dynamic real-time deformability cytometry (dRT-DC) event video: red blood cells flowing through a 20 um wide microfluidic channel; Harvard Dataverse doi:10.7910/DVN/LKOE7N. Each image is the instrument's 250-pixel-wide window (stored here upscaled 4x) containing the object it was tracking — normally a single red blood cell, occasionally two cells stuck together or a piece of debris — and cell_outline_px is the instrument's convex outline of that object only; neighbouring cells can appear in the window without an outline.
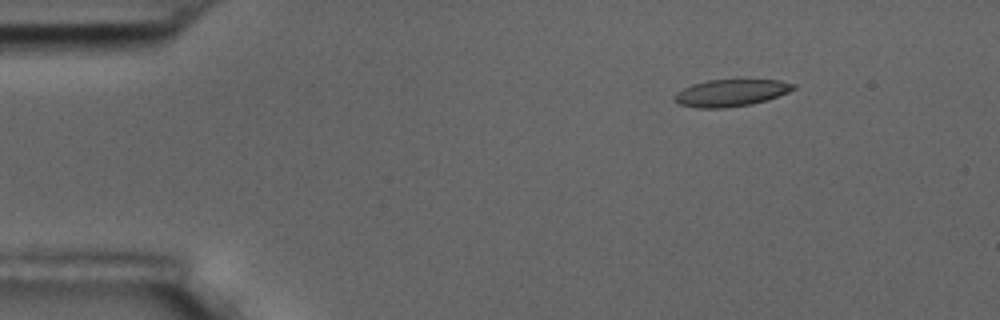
{"species": "common noctule bat (a hibernating species)", "species_latin": "Nyctalus noctula", "temperature_condition": "room temperature", "stored_images_in_passage": 49, "camera_frame_rate_fps": 3000, "um_per_image_px": 0.085, "animal": {"sex": "male", "body_mass_g": 17.5, "forearm_length_mm": 52.3}, "frame": {"image": 1, "passage_image": 1, "time_ms": 0.0, "image_size_px": [1000, 320], "cell_outline_px": [[796, 88], [788, 92], [768, 100], [752, 104], [724, 108], [696, 108], [680, 104], [672, 100], [672, 96], [676, 92], [692, 84], [708, 80], [780, 80], [796, 84]], "centroid_in_image_um": [62.11, 7.9], "position_along_channel_um": 22.9, "area_um2": 18.84}}
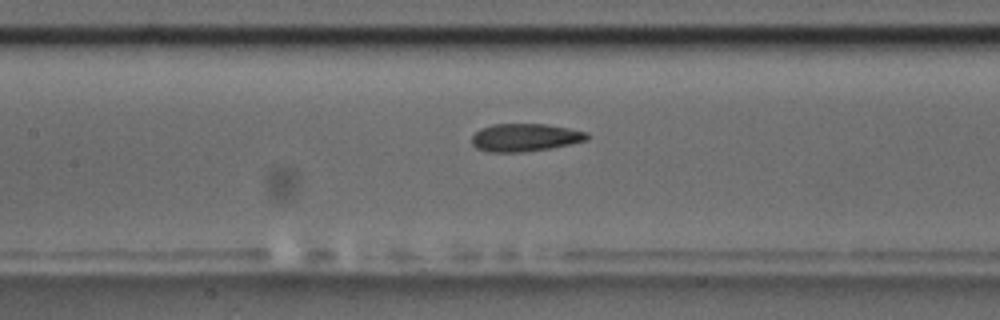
{"frame": {"image": 2, "passage_image": 19, "time_ms": 6.0, "image_size_px": [1000, 320], "cell_outline_px": [[588, 140], [548, 148], [524, 152], [488, 152], [476, 148], [472, 144], [472, 136], [480, 128], [492, 124], [548, 124], [588, 132]], "centroid_in_image_um": [44.6, 11.68], "position_along_channel_um": 162.8, "area_um2": 18.67}}
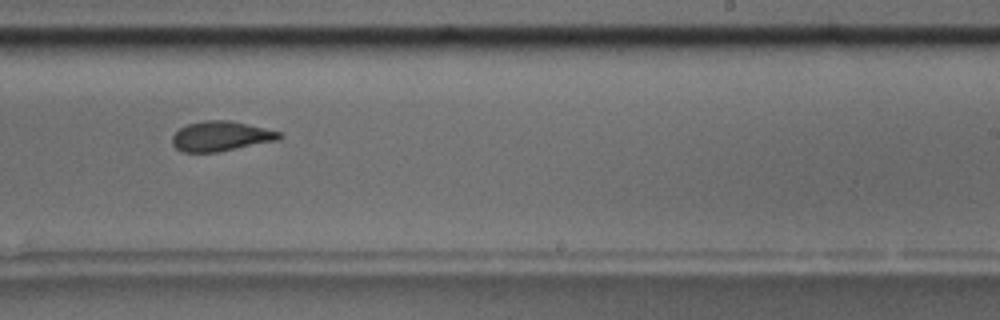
{"frame": {"image": 3, "passage_image": 28, "time_ms": 9.0, "image_size_px": [1000, 320], "cell_outline_px": [[284, 136], [280, 140], [216, 152], [180, 152], [172, 144], [172, 136], [180, 128], [188, 124], [204, 120], [228, 120], [248, 124], [280, 132]], "centroid_in_image_um": [18.78, 11.58], "position_along_channel_um": 270.2, "area_um2": 18.67}, "authors_computed_cell_mechanics": {"area_um2": 19.1896, "velocity_mm_per_s": 3.6029, "shape_relaxation_time_tau1_ms": 4.4354, "shape_relaxation_time_tau2_ms": 2.5326, "deformation_change_tau1": 0.1426, "deformation_change_tau2": 0.0975}}